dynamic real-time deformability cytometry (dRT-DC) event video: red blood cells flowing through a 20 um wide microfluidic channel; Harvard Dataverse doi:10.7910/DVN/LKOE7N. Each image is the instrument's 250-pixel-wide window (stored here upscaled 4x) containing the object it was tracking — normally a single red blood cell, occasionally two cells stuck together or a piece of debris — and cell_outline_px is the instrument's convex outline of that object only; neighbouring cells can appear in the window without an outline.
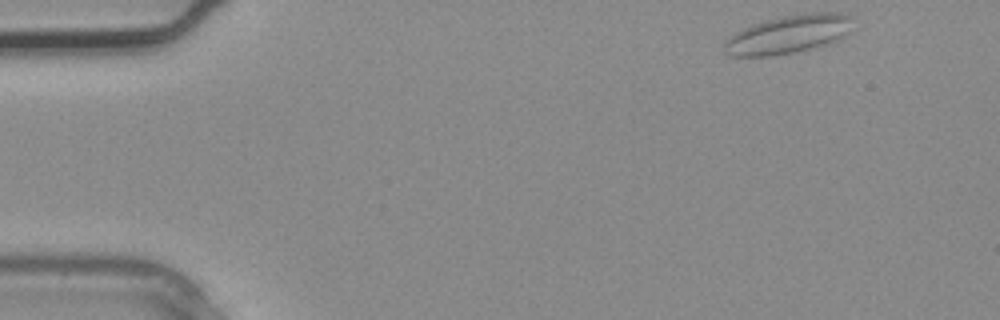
{"species": "common noctule bat (a hibernating species)", "species_latin": "Nyctalus noctula", "temperature_condition": "warm", "stored_images_in_passage": 3, "camera_frame_rate_fps": 3000, "um_per_image_px": 0.085, "animal": {"sex": "male", "body_mass_g": 20.4}, "frame": {"image": 1, "passage_image": 1, "time_ms": 0.0, "image_size_px": [1000, 320], "cell_outline_px": [[852, 16], [848, 32], [832, 40], [808, 48], [792, 52], [768, 56], [732, 56], [724, 52], [724, 40], [736, 32], [752, 24], [784, 16], [808, 12], [840, 12]], "centroid_in_image_um": [66.94, 2.89], "position_along_channel_um": 18.1, "area_um2": 27.92}}